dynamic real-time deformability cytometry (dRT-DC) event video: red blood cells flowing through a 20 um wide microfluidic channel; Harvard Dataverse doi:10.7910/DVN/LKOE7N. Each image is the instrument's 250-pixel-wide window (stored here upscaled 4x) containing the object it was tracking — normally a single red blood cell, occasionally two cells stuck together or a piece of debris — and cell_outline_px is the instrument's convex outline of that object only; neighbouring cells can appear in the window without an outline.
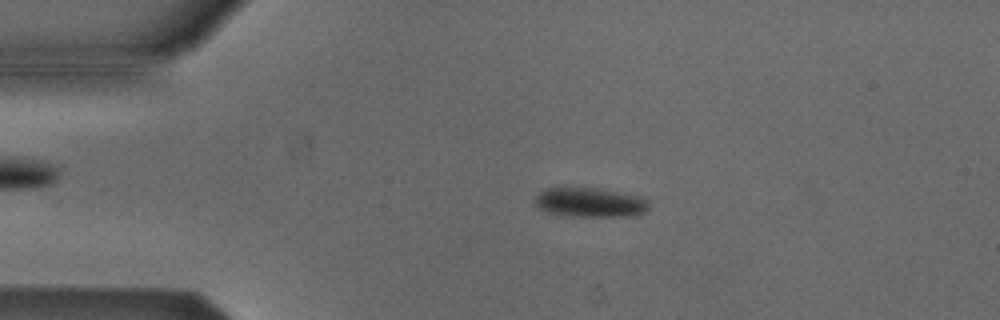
{"species": "Egyptian fruit bat (a non-hibernating species)", "species_latin": "Rousettus aegyptiacus", "temperature_condition": "cold", "stored_images_in_passage": 43, "camera_frame_rate_fps": 3000, "um_per_image_px": 0.085, "animal": {"sex": "male"}, "frame": {"image": 1, "passage_image": 11, "time_ms": 3.333, "image_size_px": [1000, 320], "cell_outline_px": [[648, 208], [644, 212], [632, 216], [564, 216], [548, 212], [532, 204], [536, 196], [544, 188], [592, 188], [644, 196], [648, 200]], "centroid_in_image_um": [50.14, 17.21], "position_along_channel_um": 34.9, "area_um2": 19.59}}
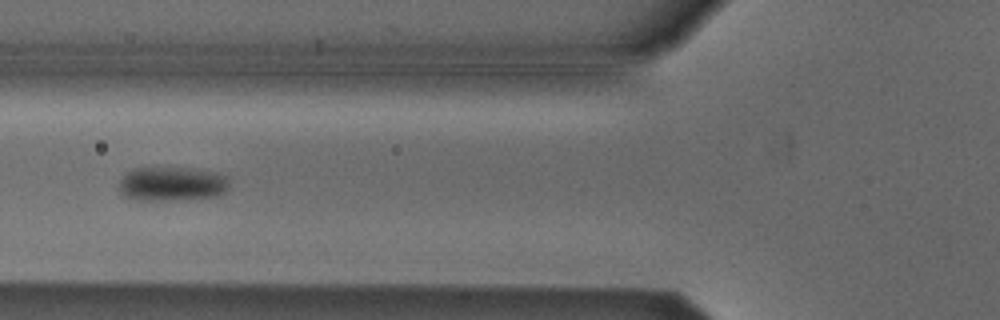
{"frame": {"image": 2, "passage_image": 20, "time_ms": 6.333, "image_size_px": [1000, 320], "cell_outline_px": [[228, 192], [216, 196], [164, 200], [136, 200], [124, 196], [120, 192], [120, 180], [132, 168], [188, 168], [216, 172], [228, 176]], "centroid_in_image_um": [14.64, 15.63], "position_along_channel_um": 111.2, "area_um2": 21.91}}
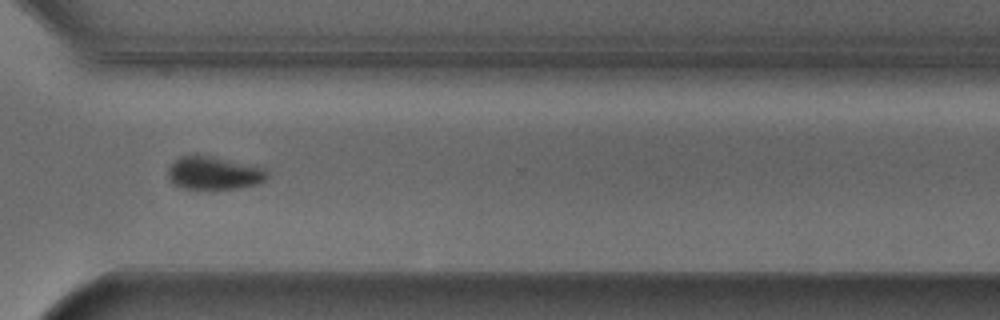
{"frame": {"image": 3, "passage_image": 39, "time_ms": 12.667, "image_size_px": [1000, 320], "cell_outline_px": [[268, 176], [264, 180], [256, 184], [236, 188], [180, 188], [168, 180], [168, 168], [180, 156], [196, 152], [264, 168], [268, 172]], "centroid_in_image_um": [18.12, 14.67], "position_along_channel_um": 352.5, "area_um2": 19.19}, "authors_computed_cell_mechanics": {"area_um2": 20.4612, "velocity_mm_per_s": 3.8126, "shape_relaxation_time_tau1_ms": 4.3292, "shape_relaxation_time_tau2_ms": null, "deformation_change_tau1": 0.0822, "deformation_change_tau2": null}}